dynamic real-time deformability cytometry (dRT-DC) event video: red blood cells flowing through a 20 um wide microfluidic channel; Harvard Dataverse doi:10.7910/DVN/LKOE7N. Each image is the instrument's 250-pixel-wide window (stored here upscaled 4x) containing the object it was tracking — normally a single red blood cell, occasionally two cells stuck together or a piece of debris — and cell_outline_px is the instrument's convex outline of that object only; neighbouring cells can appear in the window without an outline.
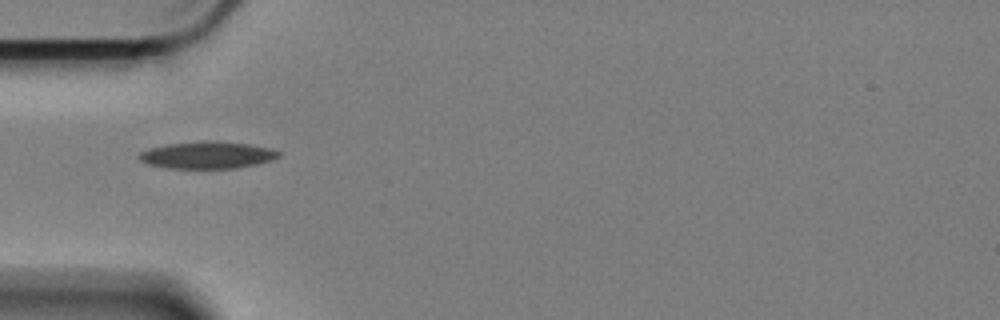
{"species": "Egyptian fruit bat (a non-hibernating species)", "species_latin": "Rousettus aegyptiacus", "temperature_condition": "cold", "stored_images_in_passage": 15, "camera_frame_rate_fps": 3000, "um_per_image_px": 0.085, "animal": {"sex": "female"}, "frame": {"image": 1, "passage_image": 1, "time_ms": 0.0, "image_size_px": [1000, 320], "cell_outline_px": [[280, 156], [256, 164], [236, 168], [168, 168], [148, 164], [140, 160], [140, 152], [148, 148], [168, 144], [204, 140], [216, 140], [248, 144], [272, 148], [280, 152]], "centroid_in_image_um": [17.62, 13.16], "position_along_channel_um": 67.4, "area_um2": 21.96}}
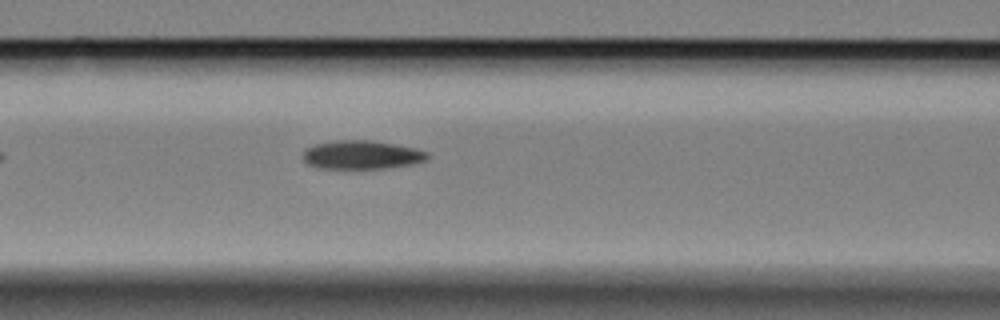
{"frame": {"image": 2, "passage_image": 7, "time_ms": 2.0, "image_size_px": [1000, 320], "cell_outline_px": [[428, 160], [412, 164], [388, 168], [320, 168], [308, 164], [304, 160], [304, 152], [308, 148], [316, 144], [336, 140], [372, 140], [416, 148], [428, 152]], "centroid_in_image_um": [30.79, 13.16], "position_along_channel_um": 135.8, "area_um2": 20.63}}